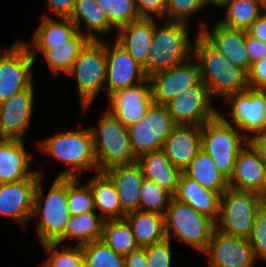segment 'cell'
Masks as SVG:
<instances>
[{"mask_svg":"<svg viewBox=\"0 0 266 267\" xmlns=\"http://www.w3.org/2000/svg\"><path fill=\"white\" fill-rule=\"evenodd\" d=\"M199 34L229 62L243 69L246 73L250 70V60L245 48V31L231 29L214 24L212 30L207 29L204 22L200 25Z\"/></svg>","mask_w":266,"mask_h":267,"instance_id":"ffe728a7","label":"cell"},{"mask_svg":"<svg viewBox=\"0 0 266 267\" xmlns=\"http://www.w3.org/2000/svg\"><path fill=\"white\" fill-rule=\"evenodd\" d=\"M155 18H140L119 28L116 41L143 67L147 64Z\"/></svg>","mask_w":266,"mask_h":267,"instance_id":"cb8c5ba5","label":"cell"},{"mask_svg":"<svg viewBox=\"0 0 266 267\" xmlns=\"http://www.w3.org/2000/svg\"><path fill=\"white\" fill-rule=\"evenodd\" d=\"M260 206L258 193L228 187L221 194L219 217L215 222V228L226 234L248 239L255 212Z\"/></svg>","mask_w":266,"mask_h":267,"instance_id":"9c48e42d","label":"cell"},{"mask_svg":"<svg viewBox=\"0 0 266 267\" xmlns=\"http://www.w3.org/2000/svg\"><path fill=\"white\" fill-rule=\"evenodd\" d=\"M247 32L266 43V11L249 27Z\"/></svg>","mask_w":266,"mask_h":267,"instance_id":"f907efd6","label":"cell"},{"mask_svg":"<svg viewBox=\"0 0 266 267\" xmlns=\"http://www.w3.org/2000/svg\"><path fill=\"white\" fill-rule=\"evenodd\" d=\"M210 97L207 85L201 80L180 92L166 105L176 124L202 126L220 114L210 105Z\"/></svg>","mask_w":266,"mask_h":267,"instance_id":"7c38bea8","label":"cell"},{"mask_svg":"<svg viewBox=\"0 0 266 267\" xmlns=\"http://www.w3.org/2000/svg\"><path fill=\"white\" fill-rule=\"evenodd\" d=\"M177 124L173 121L167 105L152 103L145 116L127 128L134 155L163 149L166 138Z\"/></svg>","mask_w":266,"mask_h":267,"instance_id":"30bf717a","label":"cell"},{"mask_svg":"<svg viewBox=\"0 0 266 267\" xmlns=\"http://www.w3.org/2000/svg\"><path fill=\"white\" fill-rule=\"evenodd\" d=\"M125 267H148L145 248H139L124 256Z\"/></svg>","mask_w":266,"mask_h":267,"instance_id":"681fc988","label":"cell"},{"mask_svg":"<svg viewBox=\"0 0 266 267\" xmlns=\"http://www.w3.org/2000/svg\"><path fill=\"white\" fill-rule=\"evenodd\" d=\"M266 181V166L255 147L248 141L239 151L229 187L260 193Z\"/></svg>","mask_w":266,"mask_h":267,"instance_id":"44dd1931","label":"cell"},{"mask_svg":"<svg viewBox=\"0 0 266 267\" xmlns=\"http://www.w3.org/2000/svg\"><path fill=\"white\" fill-rule=\"evenodd\" d=\"M70 19L81 33L83 32L80 29V23L83 21L86 25V32L83 34L89 40H100L99 35H106V33L113 29L104 10L98 5L96 0H75L74 11Z\"/></svg>","mask_w":266,"mask_h":267,"instance_id":"4dcf8cb0","label":"cell"},{"mask_svg":"<svg viewBox=\"0 0 266 267\" xmlns=\"http://www.w3.org/2000/svg\"><path fill=\"white\" fill-rule=\"evenodd\" d=\"M90 185L95 209L100 210L104 220L124 219L127 214L121 206L115 184L105 172H96Z\"/></svg>","mask_w":266,"mask_h":267,"instance_id":"f1b7e54d","label":"cell"},{"mask_svg":"<svg viewBox=\"0 0 266 267\" xmlns=\"http://www.w3.org/2000/svg\"><path fill=\"white\" fill-rule=\"evenodd\" d=\"M222 8L226 9V17L217 22L225 27L243 31H247L266 11L262 0H229Z\"/></svg>","mask_w":266,"mask_h":267,"instance_id":"d6a6232c","label":"cell"},{"mask_svg":"<svg viewBox=\"0 0 266 267\" xmlns=\"http://www.w3.org/2000/svg\"><path fill=\"white\" fill-rule=\"evenodd\" d=\"M173 197L180 202L189 204L197 212L206 215L214 222L219 217L221 194L203 188L184 172L179 177L178 188Z\"/></svg>","mask_w":266,"mask_h":267,"instance_id":"4316f807","label":"cell"},{"mask_svg":"<svg viewBox=\"0 0 266 267\" xmlns=\"http://www.w3.org/2000/svg\"><path fill=\"white\" fill-rule=\"evenodd\" d=\"M259 197L261 200V205L266 207V181L262 191L259 193Z\"/></svg>","mask_w":266,"mask_h":267,"instance_id":"db71d44e","label":"cell"},{"mask_svg":"<svg viewBox=\"0 0 266 267\" xmlns=\"http://www.w3.org/2000/svg\"><path fill=\"white\" fill-rule=\"evenodd\" d=\"M194 57L168 70L149 76L153 102L166 105L180 92L201 81L200 67ZM193 61V62H191Z\"/></svg>","mask_w":266,"mask_h":267,"instance_id":"5bb4252c","label":"cell"},{"mask_svg":"<svg viewBox=\"0 0 266 267\" xmlns=\"http://www.w3.org/2000/svg\"><path fill=\"white\" fill-rule=\"evenodd\" d=\"M139 248H145L166 238L164 215L136 210L125 215Z\"/></svg>","mask_w":266,"mask_h":267,"instance_id":"f546056e","label":"cell"},{"mask_svg":"<svg viewBox=\"0 0 266 267\" xmlns=\"http://www.w3.org/2000/svg\"><path fill=\"white\" fill-rule=\"evenodd\" d=\"M137 164L145 178L152 180L172 196L176 194L182 172L172 164L163 149L140 155Z\"/></svg>","mask_w":266,"mask_h":267,"instance_id":"83f0119b","label":"cell"},{"mask_svg":"<svg viewBox=\"0 0 266 267\" xmlns=\"http://www.w3.org/2000/svg\"><path fill=\"white\" fill-rule=\"evenodd\" d=\"M96 127L90 128L93 136L94 155L99 172L114 166L137 163L127 128L107 109Z\"/></svg>","mask_w":266,"mask_h":267,"instance_id":"5b68a950","label":"cell"},{"mask_svg":"<svg viewBox=\"0 0 266 267\" xmlns=\"http://www.w3.org/2000/svg\"><path fill=\"white\" fill-rule=\"evenodd\" d=\"M228 1L229 0H203L205 5L211 3L212 5L220 8Z\"/></svg>","mask_w":266,"mask_h":267,"instance_id":"f5cc1de1","label":"cell"},{"mask_svg":"<svg viewBox=\"0 0 266 267\" xmlns=\"http://www.w3.org/2000/svg\"><path fill=\"white\" fill-rule=\"evenodd\" d=\"M140 18H159L166 16L167 0H135Z\"/></svg>","mask_w":266,"mask_h":267,"instance_id":"f6af8a7d","label":"cell"},{"mask_svg":"<svg viewBox=\"0 0 266 267\" xmlns=\"http://www.w3.org/2000/svg\"><path fill=\"white\" fill-rule=\"evenodd\" d=\"M80 180L67 177V203L72 216L95 212V203L90 185L79 184Z\"/></svg>","mask_w":266,"mask_h":267,"instance_id":"ab89813d","label":"cell"},{"mask_svg":"<svg viewBox=\"0 0 266 267\" xmlns=\"http://www.w3.org/2000/svg\"><path fill=\"white\" fill-rule=\"evenodd\" d=\"M38 146L42 152L71 165L68 170L62 171L57 177L76 178L77 170L78 175H81L80 170L83 169H94L98 172L90 128L56 133L39 142Z\"/></svg>","mask_w":266,"mask_h":267,"instance_id":"277c9868","label":"cell"},{"mask_svg":"<svg viewBox=\"0 0 266 267\" xmlns=\"http://www.w3.org/2000/svg\"><path fill=\"white\" fill-rule=\"evenodd\" d=\"M32 156L23 140L0 139V184L31 177L36 172L28 169Z\"/></svg>","mask_w":266,"mask_h":267,"instance_id":"d4e9b609","label":"cell"},{"mask_svg":"<svg viewBox=\"0 0 266 267\" xmlns=\"http://www.w3.org/2000/svg\"><path fill=\"white\" fill-rule=\"evenodd\" d=\"M34 61L27 43L21 40H16L0 55V103L33 84Z\"/></svg>","mask_w":266,"mask_h":267,"instance_id":"8fae6325","label":"cell"},{"mask_svg":"<svg viewBox=\"0 0 266 267\" xmlns=\"http://www.w3.org/2000/svg\"><path fill=\"white\" fill-rule=\"evenodd\" d=\"M77 31L76 25L69 18L61 21L43 16V21L34 33L33 43H58L68 40Z\"/></svg>","mask_w":266,"mask_h":267,"instance_id":"d590c367","label":"cell"},{"mask_svg":"<svg viewBox=\"0 0 266 267\" xmlns=\"http://www.w3.org/2000/svg\"><path fill=\"white\" fill-rule=\"evenodd\" d=\"M248 141V136L241 135L220 114L201 126V149L210 155L215 166L228 180L233 173L239 151Z\"/></svg>","mask_w":266,"mask_h":267,"instance_id":"8992f818","label":"cell"},{"mask_svg":"<svg viewBox=\"0 0 266 267\" xmlns=\"http://www.w3.org/2000/svg\"><path fill=\"white\" fill-rule=\"evenodd\" d=\"M201 149V126L177 124L166 138L163 150L172 164L183 172Z\"/></svg>","mask_w":266,"mask_h":267,"instance_id":"7402d4cb","label":"cell"},{"mask_svg":"<svg viewBox=\"0 0 266 267\" xmlns=\"http://www.w3.org/2000/svg\"><path fill=\"white\" fill-rule=\"evenodd\" d=\"M47 6L48 9L54 11L60 19H70L74 11L75 0H48Z\"/></svg>","mask_w":266,"mask_h":267,"instance_id":"c3c4849f","label":"cell"},{"mask_svg":"<svg viewBox=\"0 0 266 267\" xmlns=\"http://www.w3.org/2000/svg\"><path fill=\"white\" fill-rule=\"evenodd\" d=\"M164 224L166 238L171 240V234L173 233L178 240L187 243L200 252L207 249L215 228V222L212 219L174 197L171 198L166 209Z\"/></svg>","mask_w":266,"mask_h":267,"instance_id":"52a82bcc","label":"cell"},{"mask_svg":"<svg viewBox=\"0 0 266 267\" xmlns=\"http://www.w3.org/2000/svg\"><path fill=\"white\" fill-rule=\"evenodd\" d=\"M33 85L0 103V139L22 140L33 111Z\"/></svg>","mask_w":266,"mask_h":267,"instance_id":"d6986e66","label":"cell"},{"mask_svg":"<svg viewBox=\"0 0 266 267\" xmlns=\"http://www.w3.org/2000/svg\"><path fill=\"white\" fill-rule=\"evenodd\" d=\"M42 177L36 184L32 217L42 214L36 230L42 244H60L64 241L65 225L71 216L67 203V177H56L46 196L42 190Z\"/></svg>","mask_w":266,"mask_h":267,"instance_id":"3957f363","label":"cell"},{"mask_svg":"<svg viewBox=\"0 0 266 267\" xmlns=\"http://www.w3.org/2000/svg\"><path fill=\"white\" fill-rule=\"evenodd\" d=\"M104 223L105 220L95 212L71 215L65 225L64 240L76 238L78 246L102 240Z\"/></svg>","mask_w":266,"mask_h":267,"instance_id":"836d02e7","label":"cell"},{"mask_svg":"<svg viewBox=\"0 0 266 267\" xmlns=\"http://www.w3.org/2000/svg\"><path fill=\"white\" fill-rule=\"evenodd\" d=\"M209 267H254L256 258L248 239L214 228L207 249Z\"/></svg>","mask_w":266,"mask_h":267,"instance_id":"9a60e30c","label":"cell"},{"mask_svg":"<svg viewBox=\"0 0 266 267\" xmlns=\"http://www.w3.org/2000/svg\"><path fill=\"white\" fill-rule=\"evenodd\" d=\"M42 172L16 182L0 184V215L9 217L26 226L34 212L36 184Z\"/></svg>","mask_w":266,"mask_h":267,"instance_id":"2e32d148","label":"cell"},{"mask_svg":"<svg viewBox=\"0 0 266 267\" xmlns=\"http://www.w3.org/2000/svg\"><path fill=\"white\" fill-rule=\"evenodd\" d=\"M115 184L122 209L126 212L140 210V189L144 179L137 164L114 166L104 171Z\"/></svg>","mask_w":266,"mask_h":267,"instance_id":"484cf974","label":"cell"},{"mask_svg":"<svg viewBox=\"0 0 266 267\" xmlns=\"http://www.w3.org/2000/svg\"><path fill=\"white\" fill-rule=\"evenodd\" d=\"M58 245L56 242L42 244L49 257L40 267H82L84 265L82 246L63 247V251H59L56 247Z\"/></svg>","mask_w":266,"mask_h":267,"instance_id":"f35d334b","label":"cell"},{"mask_svg":"<svg viewBox=\"0 0 266 267\" xmlns=\"http://www.w3.org/2000/svg\"><path fill=\"white\" fill-rule=\"evenodd\" d=\"M263 4L266 6V0H262Z\"/></svg>","mask_w":266,"mask_h":267,"instance_id":"11a10c76","label":"cell"},{"mask_svg":"<svg viewBox=\"0 0 266 267\" xmlns=\"http://www.w3.org/2000/svg\"><path fill=\"white\" fill-rule=\"evenodd\" d=\"M85 267H125L123 255L116 253L102 240L82 245Z\"/></svg>","mask_w":266,"mask_h":267,"instance_id":"8d00e7d4","label":"cell"},{"mask_svg":"<svg viewBox=\"0 0 266 267\" xmlns=\"http://www.w3.org/2000/svg\"><path fill=\"white\" fill-rule=\"evenodd\" d=\"M104 10L109 23L116 28H121L140 19L135 0H96Z\"/></svg>","mask_w":266,"mask_h":267,"instance_id":"74e56055","label":"cell"},{"mask_svg":"<svg viewBox=\"0 0 266 267\" xmlns=\"http://www.w3.org/2000/svg\"><path fill=\"white\" fill-rule=\"evenodd\" d=\"M102 241L123 256L139 249L131 225L125 218L105 220Z\"/></svg>","mask_w":266,"mask_h":267,"instance_id":"e575fe53","label":"cell"},{"mask_svg":"<svg viewBox=\"0 0 266 267\" xmlns=\"http://www.w3.org/2000/svg\"><path fill=\"white\" fill-rule=\"evenodd\" d=\"M148 79L144 68L117 41L113 48L106 41V81L108 96L117 90L142 83Z\"/></svg>","mask_w":266,"mask_h":267,"instance_id":"e0dca14e","label":"cell"},{"mask_svg":"<svg viewBox=\"0 0 266 267\" xmlns=\"http://www.w3.org/2000/svg\"><path fill=\"white\" fill-rule=\"evenodd\" d=\"M204 6L203 0H167L166 18L189 23V17Z\"/></svg>","mask_w":266,"mask_h":267,"instance_id":"7bdbcfd3","label":"cell"},{"mask_svg":"<svg viewBox=\"0 0 266 267\" xmlns=\"http://www.w3.org/2000/svg\"><path fill=\"white\" fill-rule=\"evenodd\" d=\"M172 197L165 189L144 177L140 189V210L165 215Z\"/></svg>","mask_w":266,"mask_h":267,"instance_id":"60d3db41","label":"cell"},{"mask_svg":"<svg viewBox=\"0 0 266 267\" xmlns=\"http://www.w3.org/2000/svg\"><path fill=\"white\" fill-rule=\"evenodd\" d=\"M231 105L230 115L235 128L254 136L266 134V91L247 88L225 98Z\"/></svg>","mask_w":266,"mask_h":267,"instance_id":"4fadbf2b","label":"cell"},{"mask_svg":"<svg viewBox=\"0 0 266 267\" xmlns=\"http://www.w3.org/2000/svg\"><path fill=\"white\" fill-rule=\"evenodd\" d=\"M109 99L107 109L128 128L140 121L153 103L150 80L117 90Z\"/></svg>","mask_w":266,"mask_h":267,"instance_id":"ac0fdd59","label":"cell"},{"mask_svg":"<svg viewBox=\"0 0 266 267\" xmlns=\"http://www.w3.org/2000/svg\"><path fill=\"white\" fill-rule=\"evenodd\" d=\"M255 258L266 260V207L261 205L255 212L252 231L248 238Z\"/></svg>","mask_w":266,"mask_h":267,"instance_id":"b9f144b4","label":"cell"},{"mask_svg":"<svg viewBox=\"0 0 266 267\" xmlns=\"http://www.w3.org/2000/svg\"><path fill=\"white\" fill-rule=\"evenodd\" d=\"M88 41L89 39L77 30L64 42L32 43L34 45L33 47L29 44L27 46L34 60L36 58V52L39 50L45 56L51 71L54 73L64 71L67 74L72 69L80 50Z\"/></svg>","mask_w":266,"mask_h":267,"instance_id":"603a6c76","label":"cell"},{"mask_svg":"<svg viewBox=\"0 0 266 267\" xmlns=\"http://www.w3.org/2000/svg\"><path fill=\"white\" fill-rule=\"evenodd\" d=\"M247 82L249 88L266 91V57L251 64Z\"/></svg>","mask_w":266,"mask_h":267,"instance_id":"bcb514c9","label":"cell"},{"mask_svg":"<svg viewBox=\"0 0 266 267\" xmlns=\"http://www.w3.org/2000/svg\"><path fill=\"white\" fill-rule=\"evenodd\" d=\"M188 24L181 21H166L163 26L155 23L152 47L147 64L143 67L146 75L168 70L193 57Z\"/></svg>","mask_w":266,"mask_h":267,"instance_id":"7a4b0ae2","label":"cell"},{"mask_svg":"<svg viewBox=\"0 0 266 267\" xmlns=\"http://www.w3.org/2000/svg\"><path fill=\"white\" fill-rule=\"evenodd\" d=\"M193 45V57L199 64L201 80L207 85L211 96L218 94L225 99L248 88L247 73L229 62L199 33Z\"/></svg>","mask_w":266,"mask_h":267,"instance_id":"6da1fadb","label":"cell"},{"mask_svg":"<svg viewBox=\"0 0 266 267\" xmlns=\"http://www.w3.org/2000/svg\"><path fill=\"white\" fill-rule=\"evenodd\" d=\"M245 48L250 60V67L254 62L266 57V43L252 37L247 31H245Z\"/></svg>","mask_w":266,"mask_h":267,"instance_id":"7dc6e473","label":"cell"},{"mask_svg":"<svg viewBox=\"0 0 266 267\" xmlns=\"http://www.w3.org/2000/svg\"><path fill=\"white\" fill-rule=\"evenodd\" d=\"M248 140L258 151L261 160L266 166V134L258 136L248 135Z\"/></svg>","mask_w":266,"mask_h":267,"instance_id":"816d5d0a","label":"cell"},{"mask_svg":"<svg viewBox=\"0 0 266 267\" xmlns=\"http://www.w3.org/2000/svg\"><path fill=\"white\" fill-rule=\"evenodd\" d=\"M183 172L210 191L222 194L229 187L228 179L219 171L210 155L203 149L198 151L196 157Z\"/></svg>","mask_w":266,"mask_h":267,"instance_id":"1f68e13d","label":"cell"},{"mask_svg":"<svg viewBox=\"0 0 266 267\" xmlns=\"http://www.w3.org/2000/svg\"><path fill=\"white\" fill-rule=\"evenodd\" d=\"M170 239L165 238L162 241L145 247V254L148 267H171V243Z\"/></svg>","mask_w":266,"mask_h":267,"instance_id":"ee69618b","label":"cell"},{"mask_svg":"<svg viewBox=\"0 0 266 267\" xmlns=\"http://www.w3.org/2000/svg\"><path fill=\"white\" fill-rule=\"evenodd\" d=\"M101 39L89 40L67 73L76 77L84 113L106 84V41Z\"/></svg>","mask_w":266,"mask_h":267,"instance_id":"ba28073f","label":"cell"}]
</instances>
